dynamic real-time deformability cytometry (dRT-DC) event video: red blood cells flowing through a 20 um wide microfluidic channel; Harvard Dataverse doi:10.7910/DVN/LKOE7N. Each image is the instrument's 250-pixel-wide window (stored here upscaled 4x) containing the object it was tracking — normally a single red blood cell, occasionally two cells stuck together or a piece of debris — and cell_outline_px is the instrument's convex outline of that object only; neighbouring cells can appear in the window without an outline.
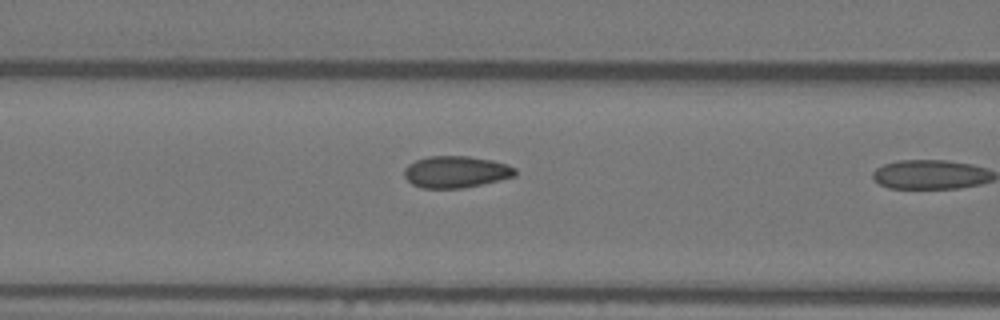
{"species": "Egyptian fruit bat (a non-hibernating species)", "species_latin": "Rousettus aegyptiacus", "temperature_condition": "warm", "stored_images_in_passage": 10, "camera_frame_rate_fps": 3000, "um_per_image_px": 0.085, "animal": {"sex": "female"}, "frame": {"image": 1, "passage_image": 9, "time_ms": 2.667, "image_size_px": [1000, 320], "cell_outline_px": [[516, 176], [500, 180], [464, 188], [424, 188], [412, 184], [404, 176], [404, 168], [408, 164], [416, 160], [428, 156], [468, 156], [492, 160], [516, 168]], "centroid_in_image_um": [38.74, 14.61], "position_along_channel_um": 127.9, "area_um2": 20.52}}